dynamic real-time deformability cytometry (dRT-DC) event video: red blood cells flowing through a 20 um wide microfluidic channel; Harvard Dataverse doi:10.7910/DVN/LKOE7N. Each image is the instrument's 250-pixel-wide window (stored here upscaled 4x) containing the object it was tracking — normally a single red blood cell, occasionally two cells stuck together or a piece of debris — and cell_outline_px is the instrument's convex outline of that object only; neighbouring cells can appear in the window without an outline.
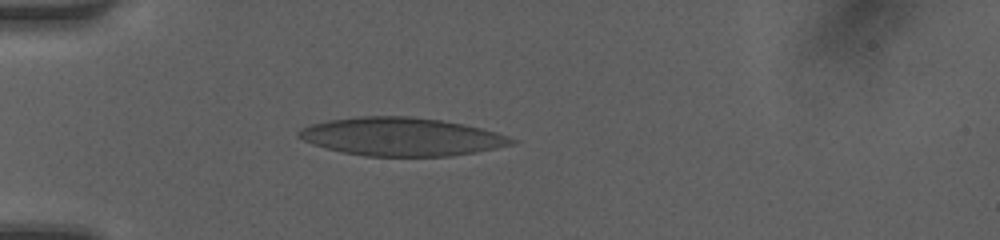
{"species": "human", "species_latin": "Homo sapiens", "temperature_condition": "room temperature", "stored_images_in_passage": 39, "camera_frame_rate_fps": 3000, "um_per_image_px": 0.085, "donor": {"sex": "female"}, "frame": {"image": 1, "passage_image": 9, "time_ms": 2.667, "image_size_px": [1000, 240], "cell_outline_px": [[516, 140], [512, 144], [476, 152], [452, 156], [364, 156], [344, 152], [312, 144], [296, 136], [296, 132], [300, 128], [308, 124], [328, 120], [360, 116], [408, 116], [440, 120], [480, 128], [496, 132], [508, 136]], "centroid_in_image_um": [34.06, 11.62], "position_along_channel_um": 50.9, "area_um2": 47.22}}
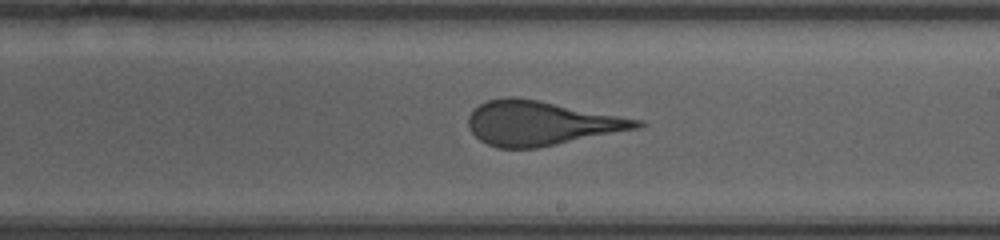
{"frame": {"image": 2, "passage_image": 24, "time_ms": 7.667, "image_size_px": [1000, 240], "cell_outline_px": [[644, 124], [640, 128], [536, 148], [496, 148], [480, 140], [468, 128], [468, 116], [480, 104], [488, 100], [504, 96], [516, 96], [644, 120]], "centroid_in_image_um": [45.98, 10.46], "position_along_channel_um": 243.0, "area_um2": 43.41}}
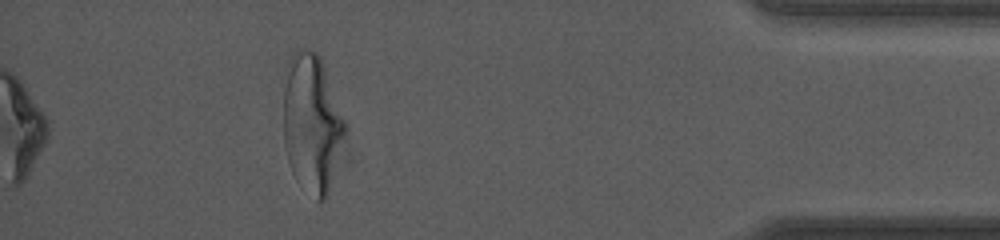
{"frame": {"image": 3, "passage_image": 39, "time_ms": 12.667, "image_size_px": [1000, 240], "cell_outline_px": [[344, 132], [328, 196], [324, 200], [316, 200], [296, 180], [288, 164], [284, 148], [284, 88], [288, 56], [292, 52], [300, 48], [308, 48], [316, 52], [320, 56], [344, 120]], "centroid_in_image_um": [26.46, 10.45], "position_along_channel_um": 408.7, "area_um2": 49.13}, "authors_computed_cell_mechanics": {"area_um2": 44.506, "velocity_mm_per_s": 4.2085, "shape_relaxation_time_tau1_ms": 7.258, "shape_relaxation_time_tau2_ms": 0.7375, "deformation_change_tau1": 0.2487, "deformation_change_tau2": 0.0784}}